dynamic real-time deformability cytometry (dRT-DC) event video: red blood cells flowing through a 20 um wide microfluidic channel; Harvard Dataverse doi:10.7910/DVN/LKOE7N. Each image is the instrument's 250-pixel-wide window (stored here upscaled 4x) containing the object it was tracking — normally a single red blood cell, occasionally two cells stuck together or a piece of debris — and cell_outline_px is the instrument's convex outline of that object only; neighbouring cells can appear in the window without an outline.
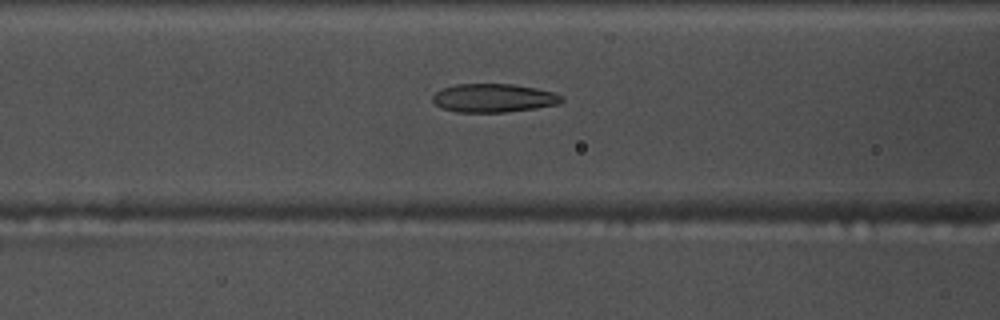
{"species": "common noctule bat (a hibernating species)", "species_latin": "Nyctalus noctula", "temperature_condition": "warm", "stored_images_in_passage": 39, "camera_frame_rate_fps": 3000, "um_per_image_px": 0.085, "animal": {"sex": "male", "body_mass_g": 17.5, "forearm_length_mm": 52.3}, "frame": {"image": 1, "passage_image": 6, "time_ms": 1.667, "image_size_px": [1000, 320], "cell_outline_px": [[564, 100], [560, 104], [536, 108], [504, 112], [456, 112], [440, 108], [432, 100], [432, 96], [436, 92], [444, 88], [456, 84], [512, 84], [536, 88], [552, 92], [560, 96]], "centroid_in_image_um": [41.94, 8.34], "position_along_channel_um": 124.7, "area_um2": 21.39}}
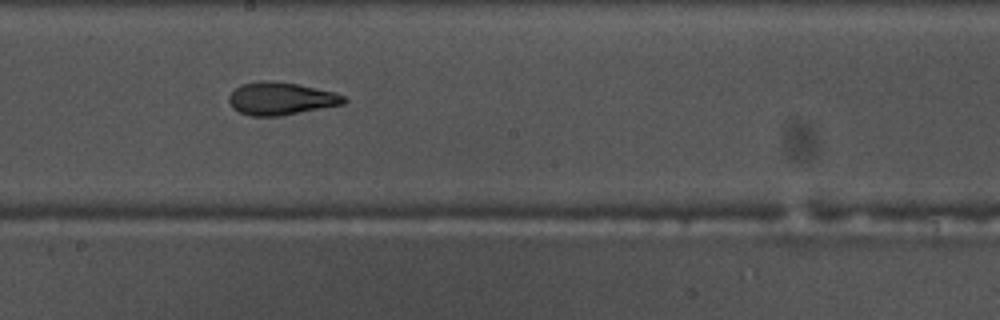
{"frame": {"image": 2, "passage_image": 14, "time_ms": 4.333, "image_size_px": [1000, 320], "cell_outline_px": [[348, 100], [344, 104], [280, 116], [248, 116], [232, 108], [228, 100], [228, 96], [240, 84], [260, 80], [268, 80], [296, 84], [336, 92], [344, 96]], "centroid_in_image_um": [23.86, 8.38], "position_along_channel_um": 224.3, "area_um2": 22.02}}
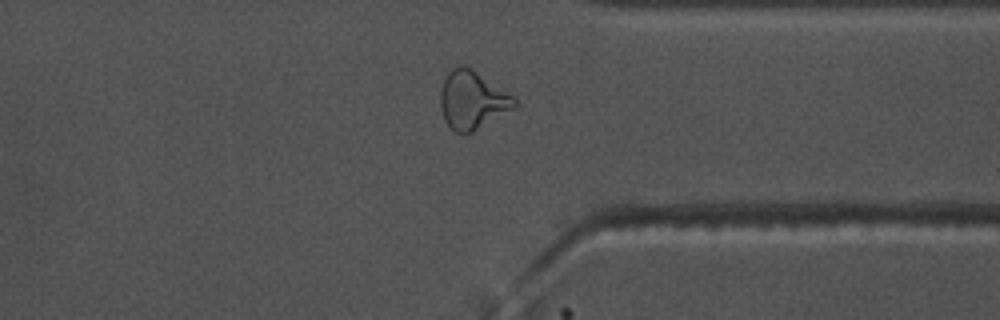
{"frame": {"image": 3, "passage_image": 26, "time_ms": 8.333, "image_size_px": [1000, 320], "cell_outline_px": [[516, 104], [512, 108], [472, 132], [464, 136], [456, 132], [444, 120], [440, 108], [440, 92], [444, 80], [448, 72], [452, 68], [472, 68], [512, 96], [516, 100]], "centroid_in_image_um": [40.09, 8.54], "position_along_channel_um": 371.3, "area_um2": 24.39}, "authors_computed_cell_mechanics": {"area_um2": 22.0218, "velocity_mm_per_s": 3.7491, "shape_relaxation_time_tau1_ms": 11.2023, "shape_relaxation_time_tau2_ms": 2.1392, "deformation_change_tau1": 0.2754, "deformation_change_tau2": 0.1018}}